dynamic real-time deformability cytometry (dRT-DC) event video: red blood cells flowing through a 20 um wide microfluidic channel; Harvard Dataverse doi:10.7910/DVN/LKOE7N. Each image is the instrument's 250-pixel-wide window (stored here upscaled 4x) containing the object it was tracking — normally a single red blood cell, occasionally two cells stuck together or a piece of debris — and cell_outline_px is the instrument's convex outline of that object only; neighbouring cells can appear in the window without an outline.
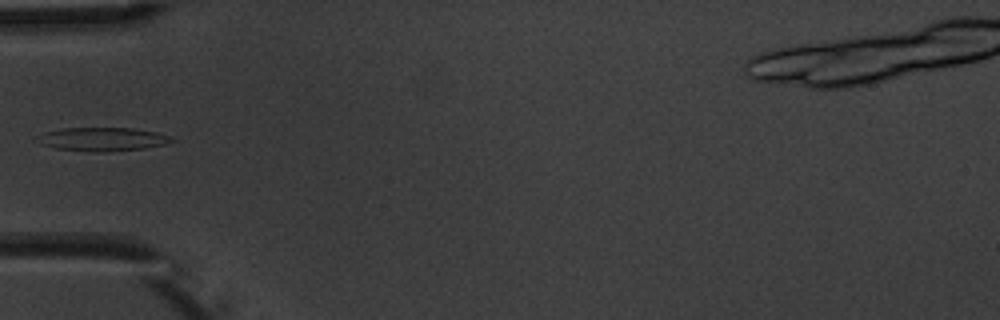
{"species": "common noctule bat (a hibernating species)", "species_latin": "Nyctalus noctula", "temperature_condition": "warm", "stored_images_in_passage": 4, "camera_frame_rate_fps": 3000, "um_per_image_px": 0.085, "animal": {"sex": "male", "body_mass_g": 20.1, "forearm_length_mm": 53.5}, "frame": {"image": 1, "passage_image": 4, "time_ms": 3.333, "image_size_px": [1000, 320], "cell_outline_px": [[176, 140], [164, 144], [144, 148], [108, 152], [92, 152], [56, 148], [40, 144], [32, 140], [32, 136], [44, 132], [60, 128], [132, 128], [156, 132], [172, 136]], "centroid_in_image_um": [8.62, 11.83], "position_along_channel_um": 76.4, "area_um2": 18.84}}